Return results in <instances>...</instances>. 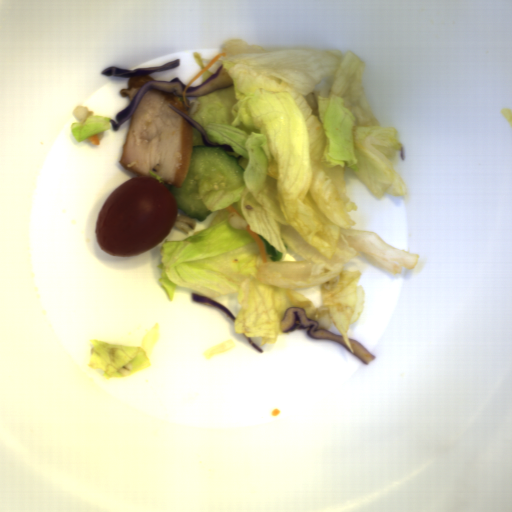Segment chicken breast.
<instances>
[{"instance_id":"chicken-breast-1","label":"chicken breast","mask_w":512,"mask_h":512,"mask_svg":"<svg viewBox=\"0 0 512 512\" xmlns=\"http://www.w3.org/2000/svg\"><path fill=\"white\" fill-rule=\"evenodd\" d=\"M183 96L149 88L131 115L119 163L136 176L182 188L194 147V126ZM192 118V117H191Z\"/></svg>"},{"instance_id":"chicken-breast-2","label":"chicken breast","mask_w":512,"mask_h":512,"mask_svg":"<svg viewBox=\"0 0 512 512\" xmlns=\"http://www.w3.org/2000/svg\"><path fill=\"white\" fill-rule=\"evenodd\" d=\"M153 80V78L148 75H140L136 77H129L128 79V87L123 90H119V93L123 96H127L128 104L134 97V95L140 90V88L147 82Z\"/></svg>"}]
</instances>
